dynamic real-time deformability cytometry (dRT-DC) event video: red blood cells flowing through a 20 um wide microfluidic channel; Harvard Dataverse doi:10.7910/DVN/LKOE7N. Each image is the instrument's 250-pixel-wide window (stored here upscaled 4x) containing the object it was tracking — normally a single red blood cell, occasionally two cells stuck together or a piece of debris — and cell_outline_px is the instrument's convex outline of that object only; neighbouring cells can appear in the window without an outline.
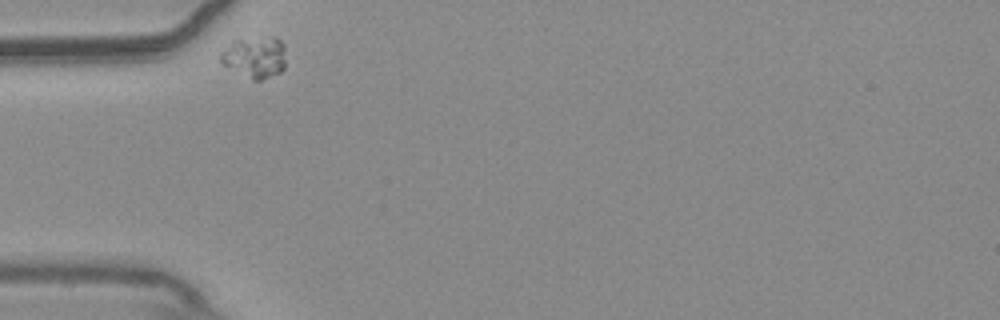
{"species": "common noctule bat (a hibernating species)", "species_latin": "Nyctalus noctula", "temperature_condition": "warm", "stored_images_in_passage": 35, "camera_frame_rate_fps": 3000, "um_per_image_px": 0.085, "animal": {"sex": "male", "body_mass_g": 20.4}, "frame": {"image": 1, "passage_image": 1, "time_ms": 0.0, "image_size_px": [1000, 320], "cell_outline_px": [[284, 68], [280, 72], [260, 80], [252, 80], [224, 64], [220, 60], [220, 52], [232, 40], [280, 40], [284, 44]], "centroid_in_image_um": [21.63, 4.9], "position_along_channel_um": 63.4, "area_um2": 14.91}}
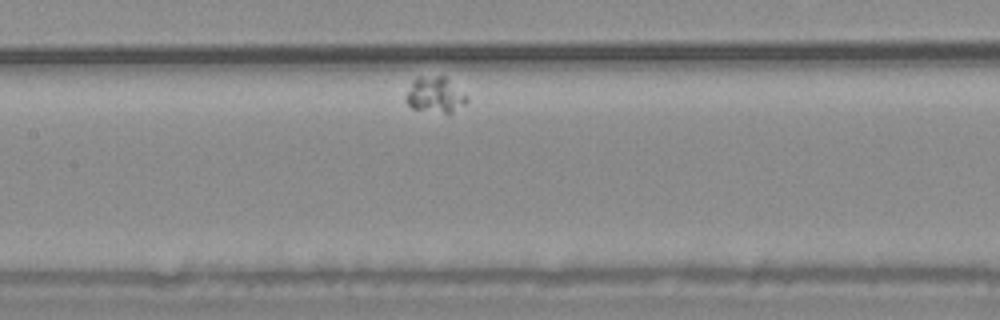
{"frame": {"image": 2, "passage_image": 13, "time_ms": 4.0, "image_size_px": [1000, 320], "cell_outline_px": [[468, 100], [464, 104], [452, 112], [444, 112], [412, 108], [404, 100], [404, 96], [412, 80], [416, 76], [448, 76], [468, 96]], "centroid_in_image_um": [36.98, 8.0], "position_along_channel_um": 170.4, "area_um2": 12.89}}
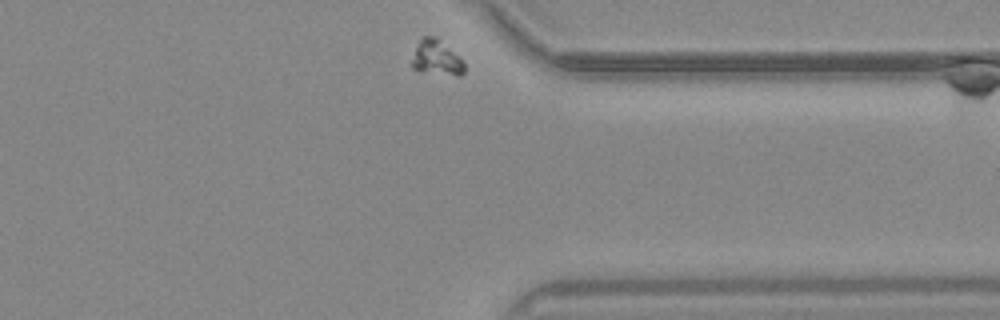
{"frame": {"image": 3, "passage_image": 35, "time_ms": 11.333, "image_size_px": [1000, 320], "cell_outline_px": [[464, 72], [460, 76], [456, 76], [420, 72], [412, 68], [412, 60], [416, 48], [420, 40], [424, 36], [432, 36], [464, 60]], "centroid_in_image_um": [37.11, 4.98], "position_along_channel_um": 374.3, "area_um2": 10.52}}